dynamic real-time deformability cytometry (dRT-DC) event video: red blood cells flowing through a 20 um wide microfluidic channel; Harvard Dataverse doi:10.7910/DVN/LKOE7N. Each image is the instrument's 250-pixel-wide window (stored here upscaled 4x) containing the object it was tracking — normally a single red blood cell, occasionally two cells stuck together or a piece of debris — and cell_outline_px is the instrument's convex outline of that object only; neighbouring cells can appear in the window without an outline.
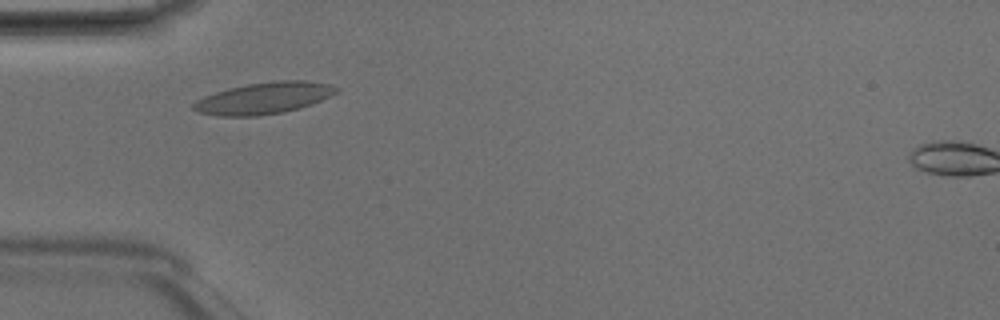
{"species": "Egyptian fruit bat (a non-hibernating species)", "species_latin": "Rousettus aegyptiacus", "temperature_condition": "room temperature", "stored_images_in_passage": 41, "camera_frame_rate_fps": 3000, "um_per_image_px": 0.085, "animal": {"sex": "male"}, "frame": {"image": 1, "passage_image": 8, "time_ms": 2.333, "image_size_px": [1000, 320], "cell_outline_px": [[340, 88], [336, 92], [312, 104], [300, 108], [284, 112], [256, 116], [220, 116], [200, 112], [192, 108], [192, 104], [196, 100], [204, 96], [216, 92], [248, 84], [280, 80], [304, 80], [328, 84]], "centroid_in_image_um": [22.43, 8.34], "position_along_channel_um": 62.6, "area_um2": 25.95}}
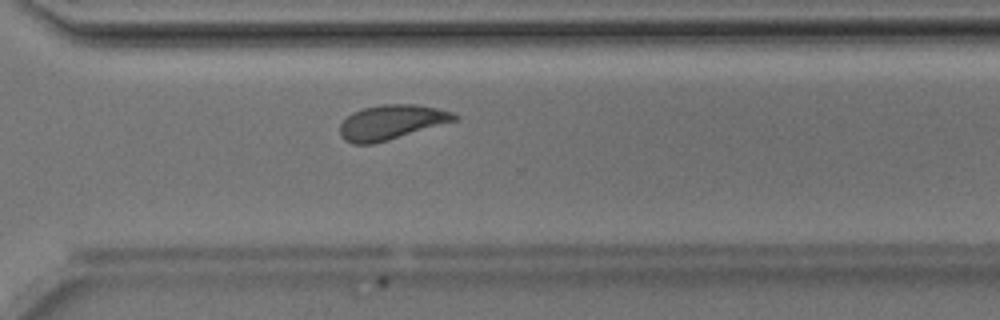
{"frame": {"image": 2, "passage_image": 28, "time_ms": 9.0, "image_size_px": [1000, 320], "cell_outline_px": [[460, 116], [456, 120], [388, 140], [372, 144], [352, 144], [344, 140], [340, 136], [340, 124], [352, 112], [364, 108], [380, 104], [416, 104], [436, 108], [452, 112]], "centroid_in_image_um": [33.24, 10.39], "position_along_channel_um": 337.4, "area_um2": 23.0}}
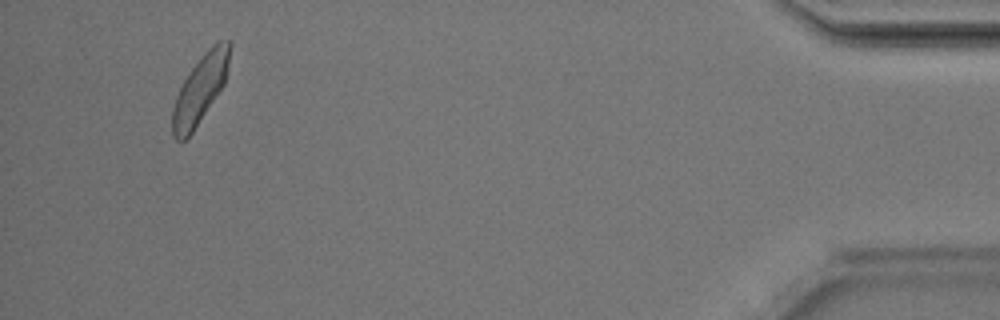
{"frame": {"image": 3, "passage_image": 39, "time_ms": 12.667, "image_size_px": [1000, 320], "cell_outline_px": [[232, 44], [224, 84], [192, 132], [184, 140], [176, 140], [172, 136], [172, 108], [176, 96], [184, 80], [192, 68], [204, 52], [212, 44], [220, 40], [228, 40]], "centroid_in_image_um": [17.01, 7.56], "position_along_channel_um": 418.2, "area_um2": 22.37}, "authors_computed_cell_mechanics": {"area_um2": 22.7732, "velocity_mm_per_s": 4.1509, "shape_relaxation_time_tau1_ms": 4.0661, "shape_relaxation_time_tau2_ms": 1.3239, "deformation_change_tau1": 0.1224, "deformation_change_tau2": 0.0783}}